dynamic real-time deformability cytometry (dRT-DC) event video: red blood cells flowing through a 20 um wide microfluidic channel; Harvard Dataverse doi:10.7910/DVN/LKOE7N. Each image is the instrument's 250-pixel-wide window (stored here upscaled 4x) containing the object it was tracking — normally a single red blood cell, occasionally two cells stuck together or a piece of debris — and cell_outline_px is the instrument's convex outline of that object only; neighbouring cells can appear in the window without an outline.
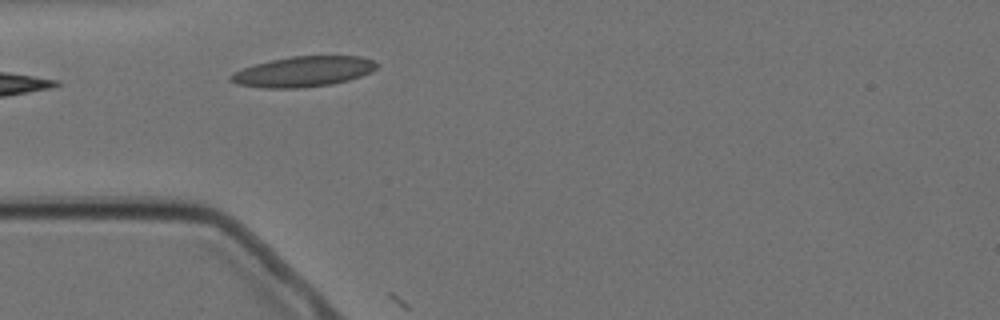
{"species": "Egyptian fruit bat (a non-hibernating species)", "species_latin": "Rousettus aegyptiacus", "temperature_condition": "cold", "stored_images_in_passage": 4, "camera_frame_rate_fps": 3000, "um_per_image_px": 0.085, "animal": {"sex": "female"}, "frame": {"image": 1, "passage_image": 3, "time_ms": 2.0, "image_size_px": [1000, 320], "cell_outline_px": [[380, 64], [372, 72], [348, 80], [332, 84], [300, 88], [260, 88], [236, 84], [228, 80], [228, 76], [244, 68], [256, 64], [272, 60], [292, 56], [360, 56], [372, 60]], "centroid_in_image_um": [25.78, 6.09], "position_along_channel_um": 59.2, "area_um2": 25.84}}